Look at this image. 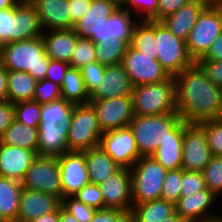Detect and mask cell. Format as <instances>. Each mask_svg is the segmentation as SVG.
<instances>
[{
	"label": "cell",
	"mask_w": 222,
	"mask_h": 222,
	"mask_svg": "<svg viewBox=\"0 0 222 222\" xmlns=\"http://www.w3.org/2000/svg\"><path fill=\"white\" fill-rule=\"evenodd\" d=\"M177 113L188 124L222 117V88L194 62L174 76Z\"/></svg>",
	"instance_id": "6da1fadb"
},
{
	"label": "cell",
	"mask_w": 222,
	"mask_h": 222,
	"mask_svg": "<svg viewBox=\"0 0 222 222\" xmlns=\"http://www.w3.org/2000/svg\"><path fill=\"white\" fill-rule=\"evenodd\" d=\"M75 104L64 98L40 104L37 155L61 156L68 151V133Z\"/></svg>",
	"instance_id": "7a4b0ae2"
},
{
	"label": "cell",
	"mask_w": 222,
	"mask_h": 222,
	"mask_svg": "<svg viewBox=\"0 0 222 222\" xmlns=\"http://www.w3.org/2000/svg\"><path fill=\"white\" fill-rule=\"evenodd\" d=\"M0 62L8 71H24L41 80L45 79L50 58L39 36L1 45Z\"/></svg>",
	"instance_id": "3957f363"
},
{
	"label": "cell",
	"mask_w": 222,
	"mask_h": 222,
	"mask_svg": "<svg viewBox=\"0 0 222 222\" xmlns=\"http://www.w3.org/2000/svg\"><path fill=\"white\" fill-rule=\"evenodd\" d=\"M42 33L37 12L29 0L0 10V46L39 37Z\"/></svg>",
	"instance_id": "277c9868"
},
{
	"label": "cell",
	"mask_w": 222,
	"mask_h": 222,
	"mask_svg": "<svg viewBox=\"0 0 222 222\" xmlns=\"http://www.w3.org/2000/svg\"><path fill=\"white\" fill-rule=\"evenodd\" d=\"M131 97L136 116L177 113L174 76L158 83L133 87Z\"/></svg>",
	"instance_id": "5b68a950"
},
{
	"label": "cell",
	"mask_w": 222,
	"mask_h": 222,
	"mask_svg": "<svg viewBox=\"0 0 222 222\" xmlns=\"http://www.w3.org/2000/svg\"><path fill=\"white\" fill-rule=\"evenodd\" d=\"M182 121L178 113L136 116L129 123L140 156H151Z\"/></svg>",
	"instance_id": "8992f818"
},
{
	"label": "cell",
	"mask_w": 222,
	"mask_h": 222,
	"mask_svg": "<svg viewBox=\"0 0 222 222\" xmlns=\"http://www.w3.org/2000/svg\"><path fill=\"white\" fill-rule=\"evenodd\" d=\"M132 204L160 199L166 169L152 156L140 157L130 168Z\"/></svg>",
	"instance_id": "52a82bcc"
},
{
	"label": "cell",
	"mask_w": 222,
	"mask_h": 222,
	"mask_svg": "<svg viewBox=\"0 0 222 222\" xmlns=\"http://www.w3.org/2000/svg\"><path fill=\"white\" fill-rule=\"evenodd\" d=\"M222 32V3H209L200 13L187 39L189 56L197 62Z\"/></svg>",
	"instance_id": "ba28073f"
},
{
	"label": "cell",
	"mask_w": 222,
	"mask_h": 222,
	"mask_svg": "<svg viewBox=\"0 0 222 222\" xmlns=\"http://www.w3.org/2000/svg\"><path fill=\"white\" fill-rule=\"evenodd\" d=\"M102 133L93 107L89 103L75 105L67 137L68 151L98 147Z\"/></svg>",
	"instance_id": "9c48e42d"
},
{
	"label": "cell",
	"mask_w": 222,
	"mask_h": 222,
	"mask_svg": "<svg viewBox=\"0 0 222 222\" xmlns=\"http://www.w3.org/2000/svg\"><path fill=\"white\" fill-rule=\"evenodd\" d=\"M155 40L157 60L170 76H175L194 63L186 42L177 38L160 21H155Z\"/></svg>",
	"instance_id": "30bf717a"
},
{
	"label": "cell",
	"mask_w": 222,
	"mask_h": 222,
	"mask_svg": "<svg viewBox=\"0 0 222 222\" xmlns=\"http://www.w3.org/2000/svg\"><path fill=\"white\" fill-rule=\"evenodd\" d=\"M22 187L59 197L62 200L58 157L37 155L21 181Z\"/></svg>",
	"instance_id": "8fae6325"
},
{
	"label": "cell",
	"mask_w": 222,
	"mask_h": 222,
	"mask_svg": "<svg viewBox=\"0 0 222 222\" xmlns=\"http://www.w3.org/2000/svg\"><path fill=\"white\" fill-rule=\"evenodd\" d=\"M121 64L134 87L158 83L171 76L153 55H146L128 45Z\"/></svg>",
	"instance_id": "7c38bea8"
},
{
	"label": "cell",
	"mask_w": 222,
	"mask_h": 222,
	"mask_svg": "<svg viewBox=\"0 0 222 222\" xmlns=\"http://www.w3.org/2000/svg\"><path fill=\"white\" fill-rule=\"evenodd\" d=\"M118 8L112 0H92L88 12L74 24L75 34L81 38L91 39L94 43L110 41L107 19Z\"/></svg>",
	"instance_id": "4fadbf2b"
},
{
	"label": "cell",
	"mask_w": 222,
	"mask_h": 222,
	"mask_svg": "<svg viewBox=\"0 0 222 222\" xmlns=\"http://www.w3.org/2000/svg\"><path fill=\"white\" fill-rule=\"evenodd\" d=\"M217 202L219 198L205 188L191 195L181 196L175 203V213L186 222H222V214L213 212L214 206L217 208L221 203Z\"/></svg>",
	"instance_id": "5bb4252c"
},
{
	"label": "cell",
	"mask_w": 222,
	"mask_h": 222,
	"mask_svg": "<svg viewBox=\"0 0 222 222\" xmlns=\"http://www.w3.org/2000/svg\"><path fill=\"white\" fill-rule=\"evenodd\" d=\"M102 132L129 126L134 117L131 95L89 101Z\"/></svg>",
	"instance_id": "9a60e30c"
},
{
	"label": "cell",
	"mask_w": 222,
	"mask_h": 222,
	"mask_svg": "<svg viewBox=\"0 0 222 222\" xmlns=\"http://www.w3.org/2000/svg\"><path fill=\"white\" fill-rule=\"evenodd\" d=\"M99 146L122 168L130 169L141 157L129 126L103 132Z\"/></svg>",
	"instance_id": "2e32d148"
},
{
	"label": "cell",
	"mask_w": 222,
	"mask_h": 222,
	"mask_svg": "<svg viewBox=\"0 0 222 222\" xmlns=\"http://www.w3.org/2000/svg\"><path fill=\"white\" fill-rule=\"evenodd\" d=\"M206 135L198 124L185 121L182 144V169L202 172L212 158Z\"/></svg>",
	"instance_id": "e0dca14e"
},
{
	"label": "cell",
	"mask_w": 222,
	"mask_h": 222,
	"mask_svg": "<svg viewBox=\"0 0 222 222\" xmlns=\"http://www.w3.org/2000/svg\"><path fill=\"white\" fill-rule=\"evenodd\" d=\"M62 198L74 196L82 187L90 183L83 151H67L58 156Z\"/></svg>",
	"instance_id": "ac0fdd59"
},
{
	"label": "cell",
	"mask_w": 222,
	"mask_h": 222,
	"mask_svg": "<svg viewBox=\"0 0 222 222\" xmlns=\"http://www.w3.org/2000/svg\"><path fill=\"white\" fill-rule=\"evenodd\" d=\"M104 199V208H114L131 213V170L121 168L112 177L99 184Z\"/></svg>",
	"instance_id": "d6986e66"
},
{
	"label": "cell",
	"mask_w": 222,
	"mask_h": 222,
	"mask_svg": "<svg viewBox=\"0 0 222 222\" xmlns=\"http://www.w3.org/2000/svg\"><path fill=\"white\" fill-rule=\"evenodd\" d=\"M61 205L62 200L57 196L23 187L17 222H31L44 214L58 210Z\"/></svg>",
	"instance_id": "ffe728a7"
},
{
	"label": "cell",
	"mask_w": 222,
	"mask_h": 222,
	"mask_svg": "<svg viewBox=\"0 0 222 222\" xmlns=\"http://www.w3.org/2000/svg\"><path fill=\"white\" fill-rule=\"evenodd\" d=\"M133 84L123 65L106 66L100 85L89 97V101L104 100L113 97L131 95Z\"/></svg>",
	"instance_id": "44dd1931"
},
{
	"label": "cell",
	"mask_w": 222,
	"mask_h": 222,
	"mask_svg": "<svg viewBox=\"0 0 222 222\" xmlns=\"http://www.w3.org/2000/svg\"><path fill=\"white\" fill-rule=\"evenodd\" d=\"M35 7L43 31L71 29L69 0H29Z\"/></svg>",
	"instance_id": "7402d4cb"
},
{
	"label": "cell",
	"mask_w": 222,
	"mask_h": 222,
	"mask_svg": "<svg viewBox=\"0 0 222 222\" xmlns=\"http://www.w3.org/2000/svg\"><path fill=\"white\" fill-rule=\"evenodd\" d=\"M37 153L0 142V176L22 181Z\"/></svg>",
	"instance_id": "603a6c76"
},
{
	"label": "cell",
	"mask_w": 222,
	"mask_h": 222,
	"mask_svg": "<svg viewBox=\"0 0 222 222\" xmlns=\"http://www.w3.org/2000/svg\"><path fill=\"white\" fill-rule=\"evenodd\" d=\"M208 4L207 0H191L176 12L167 15L160 22L177 38L186 41L200 13Z\"/></svg>",
	"instance_id": "cb8c5ba5"
},
{
	"label": "cell",
	"mask_w": 222,
	"mask_h": 222,
	"mask_svg": "<svg viewBox=\"0 0 222 222\" xmlns=\"http://www.w3.org/2000/svg\"><path fill=\"white\" fill-rule=\"evenodd\" d=\"M185 131V121L182 120L169 136L158 146L151 155L167 171L182 168V144Z\"/></svg>",
	"instance_id": "d4e9b609"
},
{
	"label": "cell",
	"mask_w": 222,
	"mask_h": 222,
	"mask_svg": "<svg viewBox=\"0 0 222 222\" xmlns=\"http://www.w3.org/2000/svg\"><path fill=\"white\" fill-rule=\"evenodd\" d=\"M45 53L50 59L71 62L78 36L73 29H52L43 31Z\"/></svg>",
	"instance_id": "484cf974"
},
{
	"label": "cell",
	"mask_w": 222,
	"mask_h": 222,
	"mask_svg": "<svg viewBox=\"0 0 222 222\" xmlns=\"http://www.w3.org/2000/svg\"><path fill=\"white\" fill-rule=\"evenodd\" d=\"M83 152L90 183L99 185L122 168L100 146Z\"/></svg>",
	"instance_id": "4316f807"
},
{
	"label": "cell",
	"mask_w": 222,
	"mask_h": 222,
	"mask_svg": "<svg viewBox=\"0 0 222 222\" xmlns=\"http://www.w3.org/2000/svg\"><path fill=\"white\" fill-rule=\"evenodd\" d=\"M20 181L0 176V218L5 222H17L20 195Z\"/></svg>",
	"instance_id": "83f0119b"
},
{
	"label": "cell",
	"mask_w": 222,
	"mask_h": 222,
	"mask_svg": "<svg viewBox=\"0 0 222 222\" xmlns=\"http://www.w3.org/2000/svg\"><path fill=\"white\" fill-rule=\"evenodd\" d=\"M175 213V204L156 199L140 204H132L130 222H160Z\"/></svg>",
	"instance_id": "f1b7e54d"
},
{
	"label": "cell",
	"mask_w": 222,
	"mask_h": 222,
	"mask_svg": "<svg viewBox=\"0 0 222 222\" xmlns=\"http://www.w3.org/2000/svg\"><path fill=\"white\" fill-rule=\"evenodd\" d=\"M0 142L37 153L38 127H30L14 119L11 125L5 130Z\"/></svg>",
	"instance_id": "f546056e"
},
{
	"label": "cell",
	"mask_w": 222,
	"mask_h": 222,
	"mask_svg": "<svg viewBox=\"0 0 222 222\" xmlns=\"http://www.w3.org/2000/svg\"><path fill=\"white\" fill-rule=\"evenodd\" d=\"M37 80L24 71H8L7 100L15 104L20 101H32Z\"/></svg>",
	"instance_id": "4dcf8cb0"
},
{
	"label": "cell",
	"mask_w": 222,
	"mask_h": 222,
	"mask_svg": "<svg viewBox=\"0 0 222 222\" xmlns=\"http://www.w3.org/2000/svg\"><path fill=\"white\" fill-rule=\"evenodd\" d=\"M138 21L133 14L119 7L107 19L108 37L111 39L116 37L130 45L133 29Z\"/></svg>",
	"instance_id": "1f68e13d"
},
{
	"label": "cell",
	"mask_w": 222,
	"mask_h": 222,
	"mask_svg": "<svg viewBox=\"0 0 222 222\" xmlns=\"http://www.w3.org/2000/svg\"><path fill=\"white\" fill-rule=\"evenodd\" d=\"M130 46L136 51L157 58L155 21L139 20L133 29Z\"/></svg>",
	"instance_id": "d6a6232c"
},
{
	"label": "cell",
	"mask_w": 222,
	"mask_h": 222,
	"mask_svg": "<svg viewBox=\"0 0 222 222\" xmlns=\"http://www.w3.org/2000/svg\"><path fill=\"white\" fill-rule=\"evenodd\" d=\"M60 87L62 98L66 101L75 105L89 103V95L85 90L80 69L70 67Z\"/></svg>",
	"instance_id": "836d02e7"
},
{
	"label": "cell",
	"mask_w": 222,
	"mask_h": 222,
	"mask_svg": "<svg viewBox=\"0 0 222 222\" xmlns=\"http://www.w3.org/2000/svg\"><path fill=\"white\" fill-rule=\"evenodd\" d=\"M94 44L96 61L105 66L120 64L128 47L124 41L116 37L110 41H99Z\"/></svg>",
	"instance_id": "e575fe53"
},
{
	"label": "cell",
	"mask_w": 222,
	"mask_h": 222,
	"mask_svg": "<svg viewBox=\"0 0 222 222\" xmlns=\"http://www.w3.org/2000/svg\"><path fill=\"white\" fill-rule=\"evenodd\" d=\"M202 174L205 187L220 199L222 197V156H213Z\"/></svg>",
	"instance_id": "d590c367"
},
{
	"label": "cell",
	"mask_w": 222,
	"mask_h": 222,
	"mask_svg": "<svg viewBox=\"0 0 222 222\" xmlns=\"http://www.w3.org/2000/svg\"><path fill=\"white\" fill-rule=\"evenodd\" d=\"M96 61L95 44L91 39L78 37L75 43L71 62L72 68L80 69Z\"/></svg>",
	"instance_id": "8d00e7d4"
},
{
	"label": "cell",
	"mask_w": 222,
	"mask_h": 222,
	"mask_svg": "<svg viewBox=\"0 0 222 222\" xmlns=\"http://www.w3.org/2000/svg\"><path fill=\"white\" fill-rule=\"evenodd\" d=\"M121 7L138 20L158 21V0H126Z\"/></svg>",
	"instance_id": "74e56055"
},
{
	"label": "cell",
	"mask_w": 222,
	"mask_h": 222,
	"mask_svg": "<svg viewBox=\"0 0 222 222\" xmlns=\"http://www.w3.org/2000/svg\"><path fill=\"white\" fill-rule=\"evenodd\" d=\"M206 135L212 156H222V117L198 123Z\"/></svg>",
	"instance_id": "f35d334b"
},
{
	"label": "cell",
	"mask_w": 222,
	"mask_h": 222,
	"mask_svg": "<svg viewBox=\"0 0 222 222\" xmlns=\"http://www.w3.org/2000/svg\"><path fill=\"white\" fill-rule=\"evenodd\" d=\"M15 120L30 127H38L40 122V104L36 101H20L14 104Z\"/></svg>",
	"instance_id": "ab89813d"
},
{
	"label": "cell",
	"mask_w": 222,
	"mask_h": 222,
	"mask_svg": "<svg viewBox=\"0 0 222 222\" xmlns=\"http://www.w3.org/2000/svg\"><path fill=\"white\" fill-rule=\"evenodd\" d=\"M182 168L166 171L161 199L175 204L181 197Z\"/></svg>",
	"instance_id": "60d3db41"
},
{
	"label": "cell",
	"mask_w": 222,
	"mask_h": 222,
	"mask_svg": "<svg viewBox=\"0 0 222 222\" xmlns=\"http://www.w3.org/2000/svg\"><path fill=\"white\" fill-rule=\"evenodd\" d=\"M106 66L98 63L97 61L88 63L80 68V72L83 78L85 90L89 97L100 85V80L103 78Z\"/></svg>",
	"instance_id": "b9f144b4"
},
{
	"label": "cell",
	"mask_w": 222,
	"mask_h": 222,
	"mask_svg": "<svg viewBox=\"0 0 222 222\" xmlns=\"http://www.w3.org/2000/svg\"><path fill=\"white\" fill-rule=\"evenodd\" d=\"M62 98L61 87L47 79L37 80L33 101L39 104L49 103Z\"/></svg>",
	"instance_id": "7bdbcfd3"
},
{
	"label": "cell",
	"mask_w": 222,
	"mask_h": 222,
	"mask_svg": "<svg viewBox=\"0 0 222 222\" xmlns=\"http://www.w3.org/2000/svg\"><path fill=\"white\" fill-rule=\"evenodd\" d=\"M66 211L73 215L79 222H89L97 209L79 201L74 196L62 198V205Z\"/></svg>",
	"instance_id": "ee69618b"
},
{
	"label": "cell",
	"mask_w": 222,
	"mask_h": 222,
	"mask_svg": "<svg viewBox=\"0 0 222 222\" xmlns=\"http://www.w3.org/2000/svg\"><path fill=\"white\" fill-rule=\"evenodd\" d=\"M79 201L84 204L94 207L95 209L104 208V199L99 185L88 183L82 187L75 195Z\"/></svg>",
	"instance_id": "f6af8a7d"
},
{
	"label": "cell",
	"mask_w": 222,
	"mask_h": 222,
	"mask_svg": "<svg viewBox=\"0 0 222 222\" xmlns=\"http://www.w3.org/2000/svg\"><path fill=\"white\" fill-rule=\"evenodd\" d=\"M181 196L191 195L199 190L205 189L202 172L187 171L182 169Z\"/></svg>",
	"instance_id": "bcb514c9"
},
{
	"label": "cell",
	"mask_w": 222,
	"mask_h": 222,
	"mask_svg": "<svg viewBox=\"0 0 222 222\" xmlns=\"http://www.w3.org/2000/svg\"><path fill=\"white\" fill-rule=\"evenodd\" d=\"M89 222H130V213L114 208L97 209Z\"/></svg>",
	"instance_id": "7dc6e473"
},
{
	"label": "cell",
	"mask_w": 222,
	"mask_h": 222,
	"mask_svg": "<svg viewBox=\"0 0 222 222\" xmlns=\"http://www.w3.org/2000/svg\"><path fill=\"white\" fill-rule=\"evenodd\" d=\"M71 65L67 62L50 59L45 79L61 86L63 78Z\"/></svg>",
	"instance_id": "c3c4849f"
},
{
	"label": "cell",
	"mask_w": 222,
	"mask_h": 222,
	"mask_svg": "<svg viewBox=\"0 0 222 222\" xmlns=\"http://www.w3.org/2000/svg\"><path fill=\"white\" fill-rule=\"evenodd\" d=\"M207 77L218 87L222 88V61H197Z\"/></svg>",
	"instance_id": "681fc988"
},
{
	"label": "cell",
	"mask_w": 222,
	"mask_h": 222,
	"mask_svg": "<svg viewBox=\"0 0 222 222\" xmlns=\"http://www.w3.org/2000/svg\"><path fill=\"white\" fill-rule=\"evenodd\" d=\"M14 119V104L8 100L0 102V139Z\"/></svg>",
	"instance_id": "f907efd6"
},
{
	"label": "cell",
	"mask_w": 222,
	"mask_h": 222,
	"mask_svg": "<svg viewBox=\"0 0 222 222\" xmlns=\"http://www.w3.org/2000/svg\"><path fill=\"white\" fill-rule=\"evenodd\" d=\"M92 0H69L70 16H71V29L74 24L82 18L91 5Z\"/></svg>",
	"instance_id": "816d5d0a"
},
{
	"label": "cell",
	"mask_w": 222,
	"mask_h": 222,
	"mask_svg": "<svg viewBox=\"0 0 222 222\" xmlns=\"http://www.w3.org/2000/svg\"><path fill=\"white\" fill-rule=\"evenodd\" d=\"M191 0H158V21L176 12Z\"/></svg>",
	"instance_id": "f5cc1de1"
},
{
	"label": "cell",
	"mask_w": 222,
	"mask_h": 222,
	"mask_svg": "<svg viewBox=\"0 0 222 222\" xmlns=\"http://www.w3.org/2000/svg\"><path fill=\"white\" fill-rule=\"evenodd\" d=\"M198 61H222V32Z\"/></svg>",
	"instance_id": "db71d44e"
},
{
	"label": "cell",
	"mask_w": 222,
	"mask_h": 222,
	"mask_svg": "<svg viewBox=\"0 0 222 222\" xmlns=\"http://www.w3.org/2000/svg\"><path fill=\"white\" fill-rule=\"evenodd\" d=\"M7 73L8 70L0 62V102L7 101Z\"/></svg>",
	"instance_id": "11a10c76"
},
{
	"label": "cell",
	"mask_w": 222,
	"mask_h": 222,
	"mask_svg": "<svg viewBox=\"0 0 222 222\" xmlns=\"http://www.w3.org/2000/svg\"><path fill=\"white\" fill-rule=\"evenodd\" d=\"M31 222H59V209L54 212L44 214Z\"/></svg>",
	"instance_id": "9f6ffc18"
},
{
	"label": "cell",
	"mask_w": 222,
	"mask_h": 222,
	"mask_svg": "<svg viewBox=\"0 0 222 222\" xmlns=\"http://www.w3.org/2000/svg\"><path fill=\"white\" fill-rule=\"evenodd\" d=\"M59 222H79V221L61 206L59 208Z\"/></svg>",
	"instance_id": "6f0895ef"
},
{
	"label": "cell",
	"mask_w": 222,
	"mask_h": 222,
	"mask_svg": "<svg viewBox=\"0 0 222 222\" xmlns=\"http://www.w3.org/2000/svg\"><path fill=\"white\" fill-rule=\"evenodd\" d=\"M21 0H0V10L17 5Z\"/></svg>",
	"instance_id": "680465c9"
},
{
	"label": "cell",
	"mask_w": 222,
	"mask_h": 222,
	"mask_svg": "<svg viewBox=\"0 0 222 222\" xmlns=\"http://www.w3.org/2000/svg\"><path fill=\"white\" fill-rule=\"evenodd\" d=\"M160 222H186L183 220L180 216H178L176 213H174L172 216L160 221Z\"/></svg>",
	"instance_id": "91938a15"
},
{
	"label": "cell",
	"mask_w": 222,
	"mask_h": 222,
	"mask_svg": "<svg viewBox=\"0 0 222 222\" xmlns=\"http://www.w3.org/2000/svg\"><path fill=\"white\" fill-rule=\"evenodd\" d=\"M112 1H114L119 7H121L126 0H112Z\"/></svg>",
	"instance_id": "94428289"
},
{
	"label": "cell",
	"mask_w": 222,
	"mask_h": 222,
	"mask_svg": "<svg viewBox=\"0 0 222 222\" xmlns=\"http://www.w3.org/2000/svg\"><path fill=\"white\" fill-rule=\"evenodd\" d=\"M209 3H222V0H207Z\"/></svg>",
	"instance_id": "6125c7cd"
}]
</instances>
